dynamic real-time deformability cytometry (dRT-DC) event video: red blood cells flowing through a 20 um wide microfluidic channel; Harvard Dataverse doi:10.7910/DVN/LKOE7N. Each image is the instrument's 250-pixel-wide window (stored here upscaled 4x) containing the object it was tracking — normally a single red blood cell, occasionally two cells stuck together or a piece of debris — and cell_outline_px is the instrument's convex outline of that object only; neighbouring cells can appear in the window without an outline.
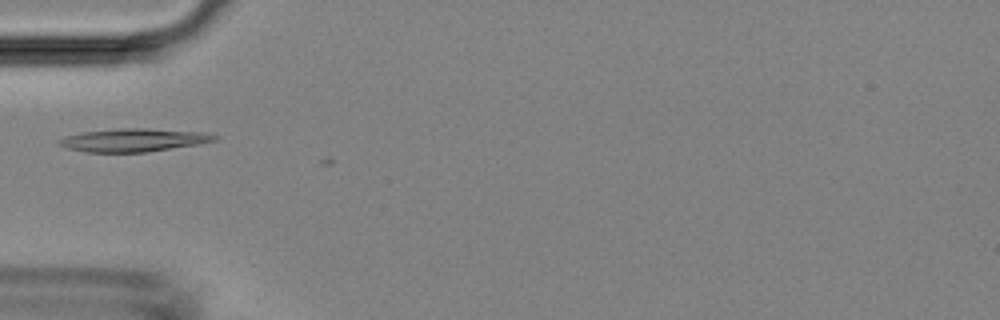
{"species": "Egyptian fruit bat (a non-hibernating species)", "species_latin": "Rousettus aegyptiacus", "temperature_condition": "room temperature", "stored_images_in_passage": 5, "camera_frame_rate_fps": 3000, "um_per_image_px": 0.085, "animal": {"sex": "female"}, "frame": {"image": 1, "passage_image": 2, "time_ms": 0.333, "image_size_px": [1000, 320], "cell_outline_px": [[220, 136], [216, 140], [200, 144], [148, 152], [84, 152], [68, 148], [56, 144], [56, 140], [64, 136], [80, 132], [120, 128], [148, 128], [208, 132]], "centroid_in_image_um": [11.36, 11.9], "position_along_channel_um": 73.6, "area_um2": 21.39}}